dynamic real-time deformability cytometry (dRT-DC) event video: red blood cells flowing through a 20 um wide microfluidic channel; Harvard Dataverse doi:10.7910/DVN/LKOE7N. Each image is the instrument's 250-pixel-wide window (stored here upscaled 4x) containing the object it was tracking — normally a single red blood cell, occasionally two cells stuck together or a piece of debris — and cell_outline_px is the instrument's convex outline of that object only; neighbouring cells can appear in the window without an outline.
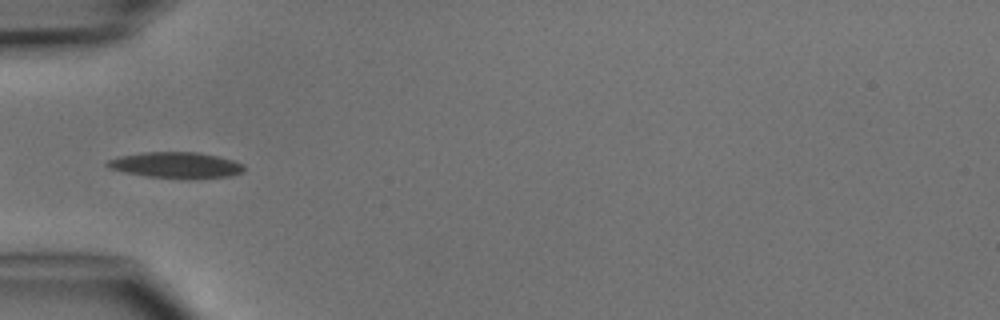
{"species": "common noctule bat (a hibernating species)", "species_latin": "Nyctalus noctula", "temperature_condition": "cold", "stored_images_in_passage": 5, "camera_frame_rate_fps": 3000, "um_per_image_px": 0.085, "animal": {"sex": "male", "body_mass_g": 15.6}, "frame": {"image": 1, "passage_image": 3, "time_ms": 3.333, "image_size_px": [1000, 320], "cell_outline_px": [[244, 172], [232, 176], [196, 180], [180, 180], [144, 176], [124, 172], [108, 168], [104, 164], [108, 160], [120, 156], [144, 152], [200, 152], [232, 160], [244, 164]], "centroid_in_image_um": [14.99, 14.07], "position_along_channel_um": 70.0, "area_um2": 21.39}}